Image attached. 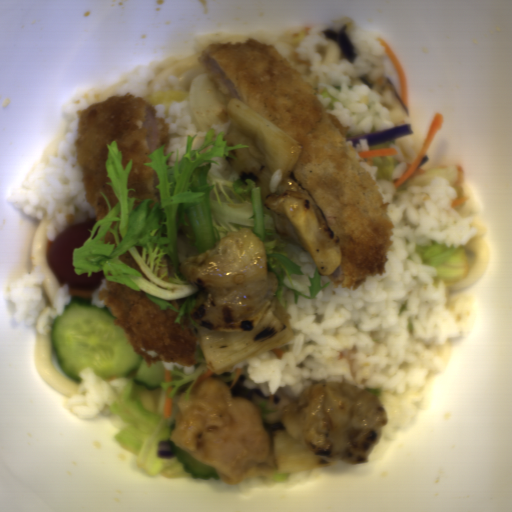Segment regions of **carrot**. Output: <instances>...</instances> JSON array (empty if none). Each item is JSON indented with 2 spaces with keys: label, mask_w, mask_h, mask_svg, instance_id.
Masks as SVG:
<instances>
[{
  "label": "carrot",
  "mask_w": 512,
  "mask_h": 512,
  "mask_svg": "<svg viewBox=\"0 0 512 512\" xmlns=\"http://www.w3.org/2000/svg\"><path fill=\"white\" fill-rule=\"evenodd\" d=\"M213 373L214 372L209 369L202 377H200L199 379L196 380V382L193 385V387L191 388L190 392L194 391L202 380H204L205 378H210Z\"/></svg>",
  "instance_id": "obj_6"
},
{
  "label": "carrot",
  "mask_w": 512,
  "mask_h": 512,
  "mask_svg": "<svg viewBox=\"0 0 512 512\" xmlns=\"http://www.w3.org/2000/svg\"><path fill=\"white\" fill-rule=\"evenodd\" d=\"M457 167V177L454 184H451L456 193V198L452 199L450 205L452 208H457L466 203L468 195H464L463 185L465 180V170L460 164Z\"/></svg>",
  "instance_id": "obj_3"
},
{
  "label": "carrot",
  "mask_w": 512,
  "mask_h": 512,
  "mask_svg": "<svg viewBox=\"0 0 512 512\" xmlns=\"http://www.w3.org/2000/svg\"><path fill=\"white\" fill-rule=\"evenodd\" d=\"M355 154L361 163H367L371 166L374 163L373 157L394 156L397 155V151L393 148H381Z\"/></svg>",
  "instance_id": "obj_4"
},
{
  "label": "carrot",
  "mask_w": 512,
  "mask_h": 512,
  "mask_svg": "<svg viewBox=\"0 0 512 512\" xmlns=\"http://www.w3.org/2000/svg\"><path fill=\"white\" fill-rule=\"evenodd\" d=\"M376 41L384 48L385 53L392 63L397 80H398V87H399V99L400 102L403 103L408 108V87H407V79L406 74L396 56L394 51L391 49V47L388 45V43L382 39L380 36L376 37Z\"/></svg>",
  "instance_id": "obj_2"
},
{
  "label": "carrot",
  "mask_w": 512,
  "mask_h": 512,
  "mask_svg": "<svg viewBox=\"0 0 512 512\" xmlns=\"http://www.w3.org/2000/svg\"><path fill=\"white\" fill-rule=\"evenodd\" d=\"M172 400L173 397H170L167 391L165 390L164 395V403H163V412H164V418H170L172 415Z\"/></svg>",
  "instance_id": "obj_5"
},
{
  "label": "carrot",
  "mask_w": 512,
  "mask_h": 512,
  "mask_svg": "<svg viewBox=\"0 0 512 512\" xmlns=\"http://www.w3.org/2000/svg\"><path fill=\"white\" fill-rule=\"evenodd\" d=\"M164 374H165V382H172V374L170 372V370H164Z\"/></svg>",
  "instance_id": "obj_7"
},
{
  "label": "carrot",
  "mask_w": 512,
  "mask_h": 512,
  "mask_svg": "<svg viewBox=\"0 0 512 512\" xmlns=\"http://www.w3.org/2000/svg\"><path fill=\"white\" fill-rule=\"evenodd\" d=\"M444 119H445L444 115L440 114V113H437L434 116L433 120L431 121V123L429 125V128L427 130V133H426V136H425V139H424V142L422 144L420 151L418 152V154L415 157V159L413 160V162H408V164L406 166V170L399 177V179L394 183L393 186L395 189L398 190L399 188H401L404 184H406L411 179L421 176V174L424 170L421 169L420 167H421L425 157L427 156L431 146L433 145L436 137L438 136V134L443 126Z\"/></svg>",
  "instance_id": "obj_1"
}]
</instances>
